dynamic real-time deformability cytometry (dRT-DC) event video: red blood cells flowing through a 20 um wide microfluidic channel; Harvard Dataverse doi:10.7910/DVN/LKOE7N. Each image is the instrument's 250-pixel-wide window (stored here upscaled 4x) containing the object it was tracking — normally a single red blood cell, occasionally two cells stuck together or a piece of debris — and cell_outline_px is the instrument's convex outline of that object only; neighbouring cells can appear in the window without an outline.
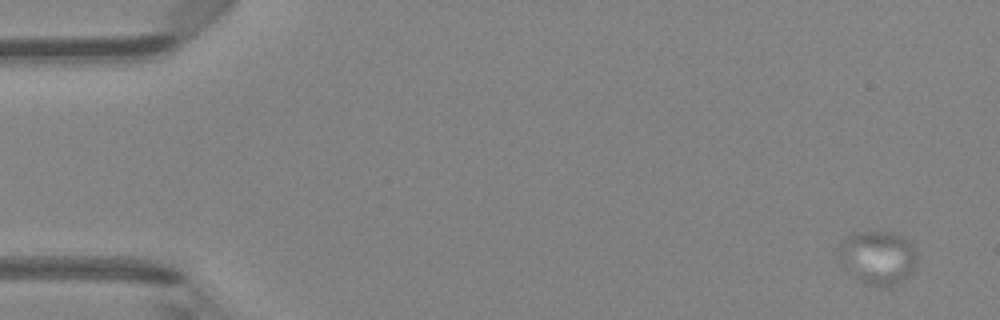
{"species": "Egyptian fruit bat (a non-hibernating species)", "species_latin": "Rousettus aegyptiacus", "temperature_condition": "room temperature", "stored_images_in_passage": 4, "camera_frame_rate_fps": 3000, "um_per_image_px": 0.085, "animal": {"sex": "female"}, "frame": {"image": 1, "passage_image": 1, "time_ms": 0.0, "image_size_px": [1000, 320], "cell_outline_px": [[916, 264], [896, 284], [884, 288], [880, 288], [864, 284], [844, 264], [836, 244], [844, 236], [860, 232], [892, 232], [908, 240], [916, 256]], "centroid_in_image_um": [74.57, 21.87], "position_along_channel_um": 10.4, "area_um2": 23.87}}
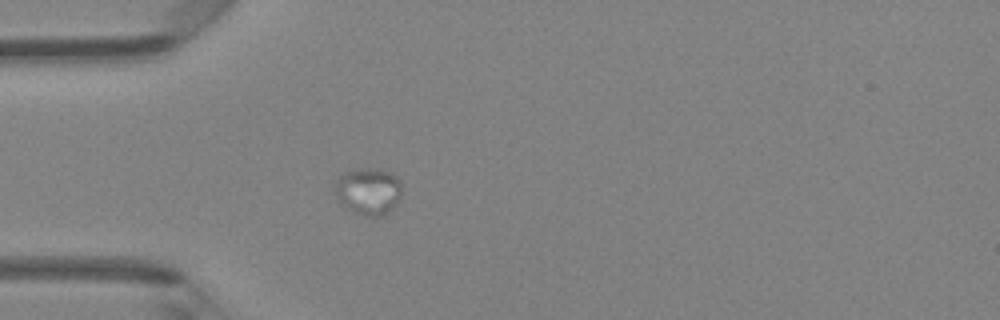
{"frame": {"image": 2, "passage_image": 4, "time_ms": 1.0, "image_size_px": [1000, 320], "cell_outline_px": [[400, 196], [396, 204], [384, 216], [368, 216], [352, 212], [344, 208], [340, 204], [336, 196], [336, 180], [344, 172], [360, 168], [376, 168], [392, 172], [400, 180]], "centroid_in_image_um": [31.3, 16.25], "position_along_channel_um": 53.7, "area_um2": 18.5}}